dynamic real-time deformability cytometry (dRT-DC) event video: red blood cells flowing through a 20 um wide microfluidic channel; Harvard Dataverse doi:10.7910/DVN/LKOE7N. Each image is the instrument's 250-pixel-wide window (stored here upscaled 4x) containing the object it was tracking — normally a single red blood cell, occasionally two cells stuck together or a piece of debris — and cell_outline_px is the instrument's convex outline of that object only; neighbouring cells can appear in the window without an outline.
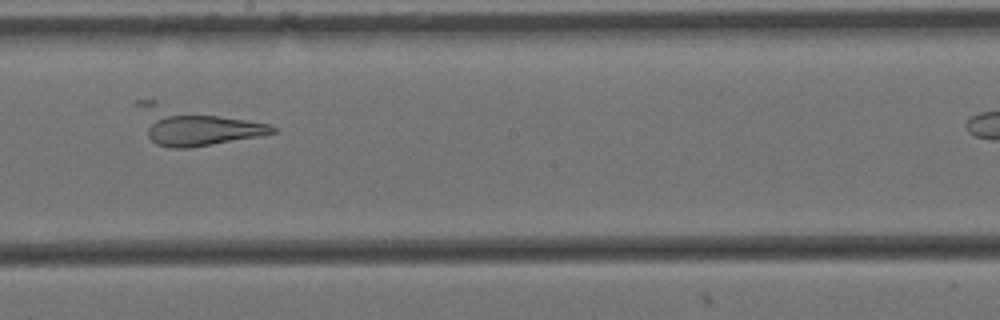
{"species": "Egyptian fruit bat (a non-hibernating species)", "species_latin": "Rousettus aegyptiacus", "temperature_condition": "cold", "stored_images_in_passage": 8, "segment_of_instrument_passage": [1, 2], "camera_frame_rate_fps": 3000, "um_per_image_px": 0.085, "animal": {"sex": "female"}, "frame": {"image": 1, "passage_image": 5, "time_ms": 1.333, "image_size_px": [1000, 320], "cell_outline_px": [[280, 132], [260, 136], [188, 148], [172, 148], [156, 144], [148, 136], [148, 128], [156, 116], [216, 116], [248, 120], [268, 124], [280, 128]], "centroid_in_image_um": [17.34, 11.09], "position_along_channel_um": 230.9, "area_um2": 22.14}}
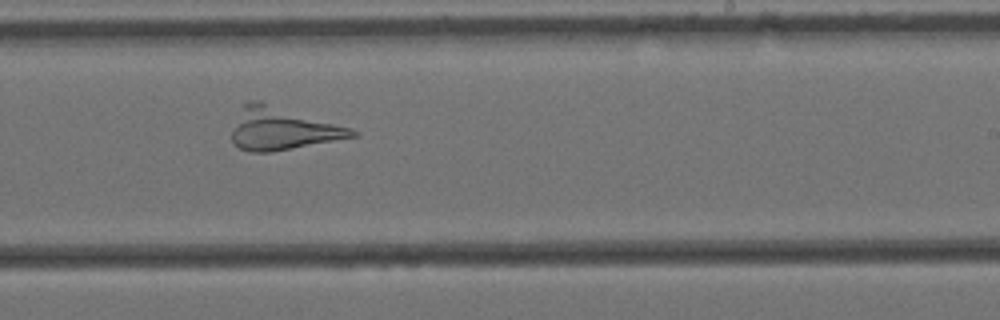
{"frame": {"image": 2, "passage_image": 6, "time_ms": 1.667, "image_size_px": [1000, 320], "cell_outline_px": [[360, 132], [356, 136], [272, 152], [252, 152], [240, 148], [232, 144], [232, 128], [244, 104], [260, 100], [352, 128]], "centroid_in_image_um": [24.0, 10.94], "position_along_channel_um": 265.0, "area_um2": 29.54}}
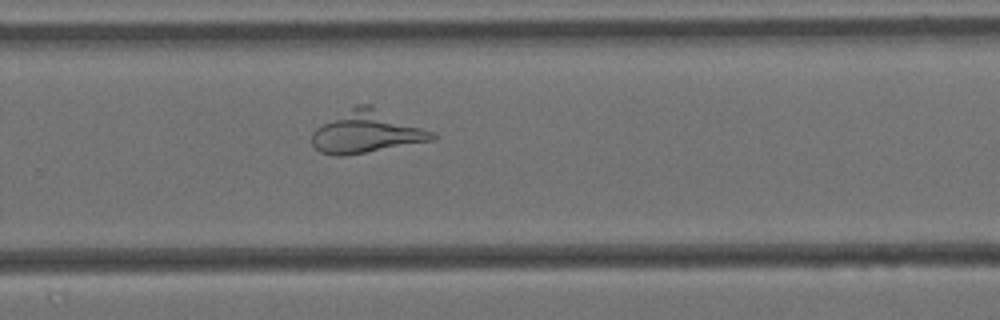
{"frame": {"image": 3, "passage_image": 7, "time_ms": 2.0, "image_size_px": [1000, 320], "cell_outline_px": [[436, 140], [344, 156], [332, 156], [320, 152], [312, 144], [312, 132], [316, 128], [356, 104], [372, 104], [436, 132]], "centroid_in_image_um": [31.24, 11.21], "position_along_channel_um": 298.6, "area_um2": 29.94}}